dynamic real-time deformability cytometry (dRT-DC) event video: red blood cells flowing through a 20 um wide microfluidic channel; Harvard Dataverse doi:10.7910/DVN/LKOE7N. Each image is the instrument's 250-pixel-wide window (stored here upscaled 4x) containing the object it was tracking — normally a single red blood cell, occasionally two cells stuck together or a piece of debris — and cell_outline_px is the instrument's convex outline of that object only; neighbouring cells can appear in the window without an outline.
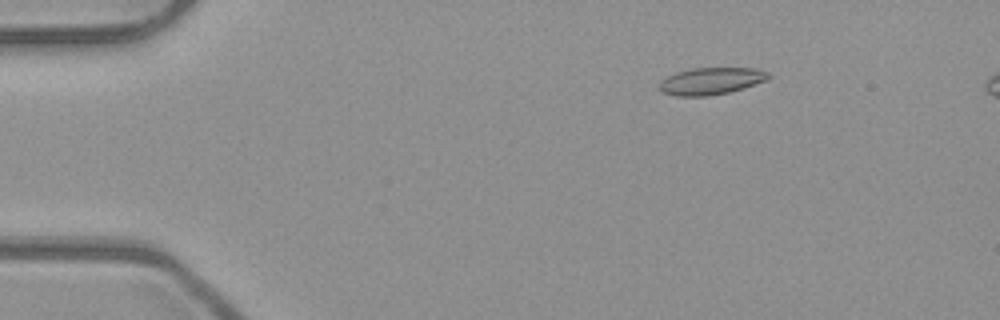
{"species": "common noctule bat (a hibernating species)", "species_latin": "Nyctalus noctula", "temperature_condition": "room temperature", "stored_images_in_passage": 49, "camera_frame_rate_fps": 3000, "um_per_image_px": 0.085, "animal": {"sex": "male", "body_mass_g": 23.1, "forearm_length_mm": 52.7}, "frame": {"image": 1, "passage_image": 9, "time_ms": 2.667, "image_size_px": [1000, 320], "cell_outline_px": [[772, 76], [768, 80], [744, 88], [728, 92], [708, 96], [676, 96], [660, 92], [656, 88], [660, 80], [676, 72], [692, 68], [756, 68], [768, 72]], "centroid_in_image_um": [60.41, 6.89], "position_along_channel_um": 24.6, "area_um2": 17.51}}
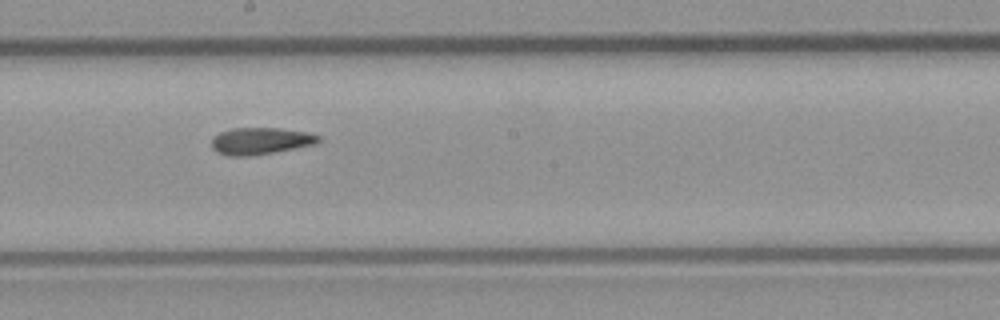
{"frame": {"image": 2, "passage_image": 30, "time_ms": 9.667, "image_size_px": [1000, 320], "cell_outline_px": [[320, 140], [316, 144], [252, 156], [228, 156], [216, 152], [212, 148], [212, 140], [220, 132], [232, 128], [280, 128], [308, 132], [320, 136]], "centroid_in_image_um": [22.15, 11.98], "position_along_channel_um": 226.1, "area_um2": 16.76}}
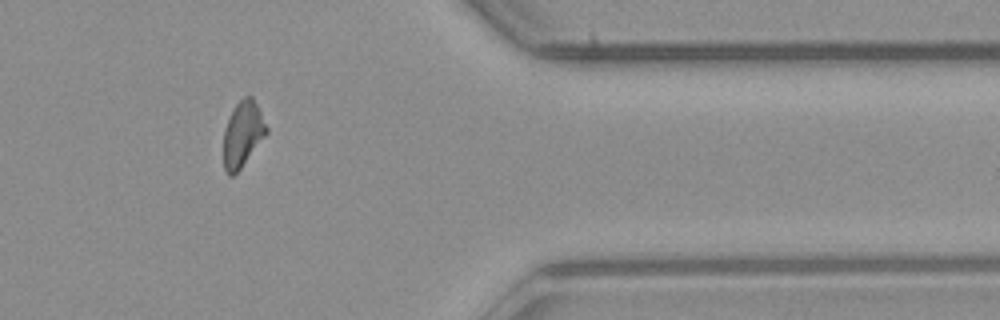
{"frame": {"image": 3, "passage_image": 44, "time_ms": 14.333, "image_size_px": [1000, 320], "cell_outline_px": [[268, 132], [240, 168], [232, 176], [228, 176], [224, 168], [224, 128], [236, 104], [244, 96], [252, 96], [268, 128]], "centroid_in_image_um": [20.62, 11.39], "position_along_channel_um": 390.8, "area_um2": 16.01}, "authors_computed_cell_mechanics": {"area_um2": 16.8198, "velocity_mm_per_s": 3.9918, "shape_relaxation_time_tau1_ms": null, "shape_relaxation_time_tau2_ms": 3.9603, "deformation_change_tau1": null, "deformation_change_tau2": 0.1101}}